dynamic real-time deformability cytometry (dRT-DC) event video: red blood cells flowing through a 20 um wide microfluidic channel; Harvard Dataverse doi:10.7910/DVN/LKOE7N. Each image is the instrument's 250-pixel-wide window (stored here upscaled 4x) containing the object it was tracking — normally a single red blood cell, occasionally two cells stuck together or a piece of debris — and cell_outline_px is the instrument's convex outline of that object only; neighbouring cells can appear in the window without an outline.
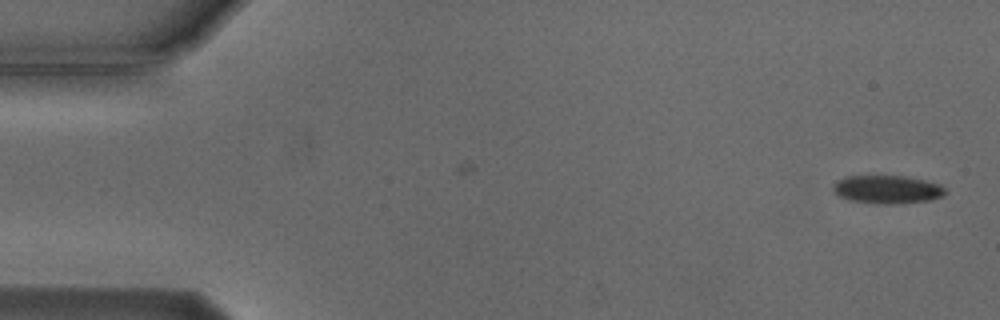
{"species": "Egyptian fruit bat (a non-hibernating species)", "species_latin": "Rousettus aegyptiacus", "temperature_condition": "cold", "stored_images_in_passage": 2, "camera_frame_rate_fps": 3000, "um_per_image_px": 0.085, "animal": {"sex": "male"}, "frame": {"image": 1, "passage_image": 2, "time_ms": 1.0, "image_size_px": [1000, 320], "cell_outline_px": [[948, 192], [944, 196], [928, 200], [896, 204], [876, 204], [852, 200], [836, 196], [832, 188], [832, 184], [836, 180], [844, 176], [908, 176], [940, 184]], "centroid_in_image_um": [75.39, 16.1], "position_along_channel_um": 9.6, "area_um2": 18.73}}